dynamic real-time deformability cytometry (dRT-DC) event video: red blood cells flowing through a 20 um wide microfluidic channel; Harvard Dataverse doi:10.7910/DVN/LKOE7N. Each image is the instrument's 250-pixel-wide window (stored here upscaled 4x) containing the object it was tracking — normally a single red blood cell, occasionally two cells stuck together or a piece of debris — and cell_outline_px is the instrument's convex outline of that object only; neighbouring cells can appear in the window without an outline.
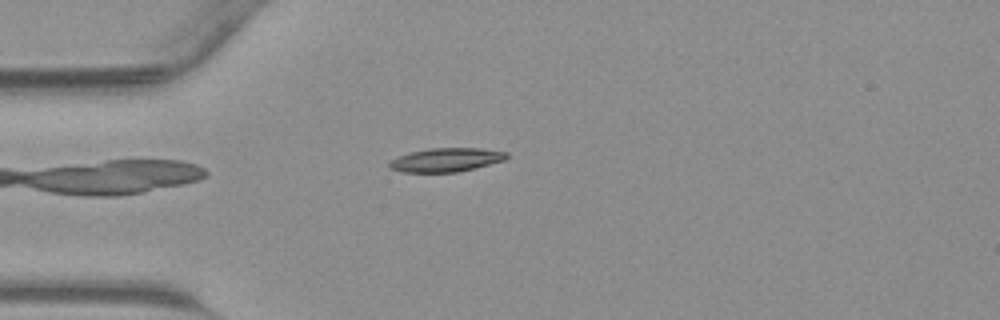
{"species": "common noctule bat (a hibernating species)", "species_latin": "Nyctalus noctula", "temperature_condition": "warm", "stored_images_in_passage": 35, "camera_frame_rate_fps": 3000, "um_per_image_px": 0.085, "animal": {"sex": "male", "body_mass_g": 23.1, "forearm_length_mm": 52.7}, "frame": {"image": 1, "passage_image": 3, "time_ms": 0.667, "image_size_px": [1000, 320], "cell_outline_px": [[508, 156], [504, 160], [456, 172], [404, 172], [392, 168], [388, 164], [392, 160], [400, 156], [412, 152], [432, 148], [480, 148], [508, 152]], "centroid_in_image_um": [37.95, 13.58], "position_along_channel_um": 47.0, "area_um2": 15.78}}
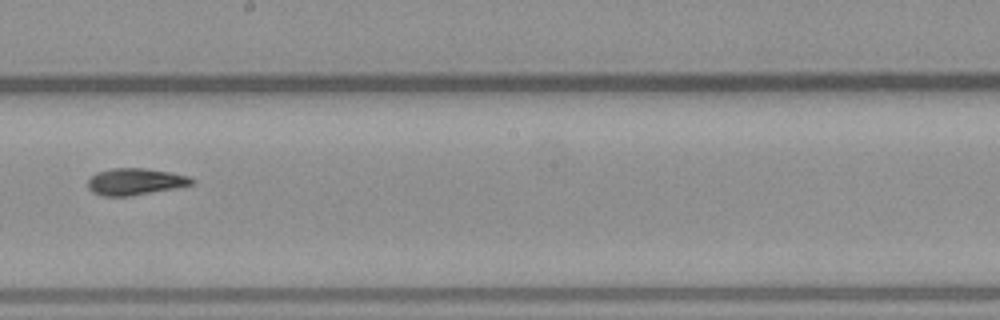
{"frame": {"image": 2, "passage_image": 16, "time_ms": 5.0, "image_size_px": [1000, 320], "cell_outline_px": [[196, 180], [192, 184], [172, 188], [128, 196], [104, 196], [92, 192], [88, 188], [88, 180], [96, 172], [112, 168], [144, 168], [168, 172], [188, 176]], "centroid_in_image_um": [11.44, 15.43], "position_along_channel_um": 236.8, "area_um2": 15.9}}
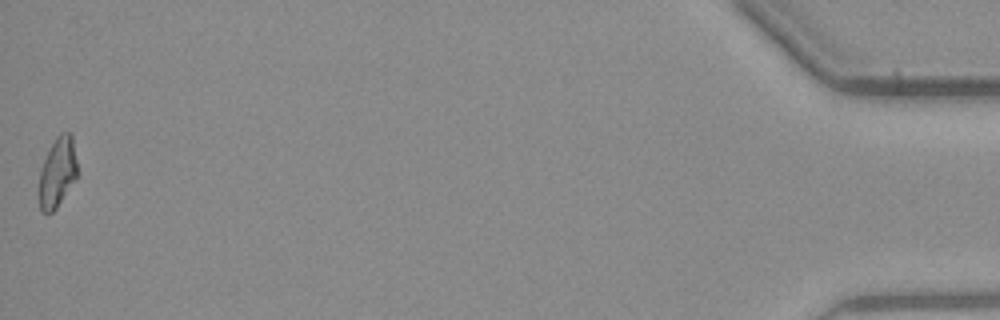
{"frame": {"image": 3, "passage_image": 35, "time_ms": 11.333, "image_size_px": [1000, 320], "cell_outline_px": [[76, 180], [56, 208], [52, 212], [40, 212], [36, 196], [36, 188], [40, 172], [44, 160], [56, 136], [60, 132], [72, 132], [76, 160]], "centroid_in_image_um": [4.83, 14.7], "position_along_channel_um": 430.4, "area_um2": 16.01}}